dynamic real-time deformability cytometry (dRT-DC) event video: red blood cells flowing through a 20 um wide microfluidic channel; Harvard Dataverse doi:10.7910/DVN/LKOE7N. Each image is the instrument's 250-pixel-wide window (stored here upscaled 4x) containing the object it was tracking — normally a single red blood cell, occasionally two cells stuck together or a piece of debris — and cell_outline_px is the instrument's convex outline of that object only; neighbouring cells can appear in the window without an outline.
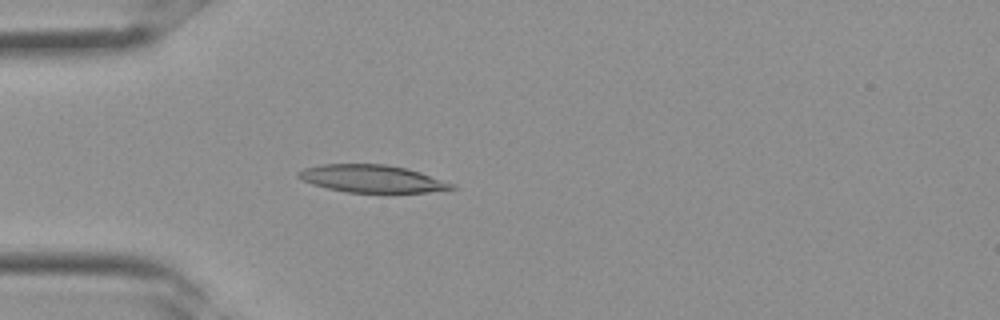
{"species": "Egyptian fruit bat (a non-hibernating species)", "species_latin": "Rousettus aegyptiacus", "temperature_condition": "room temperature", "stored_images_in_passage": 33, "camera_frame_rate_fps": 3000, "um_per_image_px": 0.085, "frame": {"image": 1, "passage_image": 9, "time_ms": 2.667, "image_size_px": [1000, 320], "cell_outline_px": [[460, 188], [428, 192], [348, 192], [328, 188], [312, 184], [300, 180], [296, 176], [296, 172], [304, 168], [320, 164], [384, 164], [408, 168], [456, 184]], "centroid_in_image_um": [31.63, 15.18], "position_along_channel_um": 53.4, "area_um2": 24.74}}
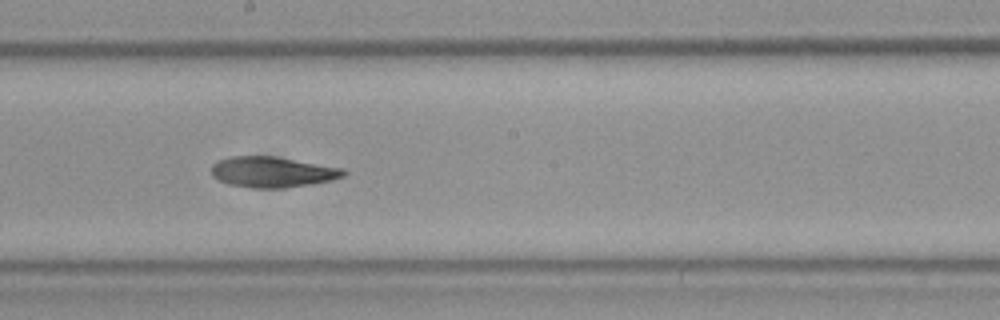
{"frame": {"image": 2, "passage_image": 18, "time_ms": 5.667, "image_size_px": [1000, 320], "cell_outline_px": [[348, 172], [344, 176], [332, 180], [312, 184], [280, 188], [252, 188], [228, 184], [212, 176], [212, 164], [216, 160], [228, 156], [276, 156], [344, 168]], "centroid_in_image_um": [23.16, 14.61], "position_along_channel_um": 225.0, "area_um2": 23.87}}
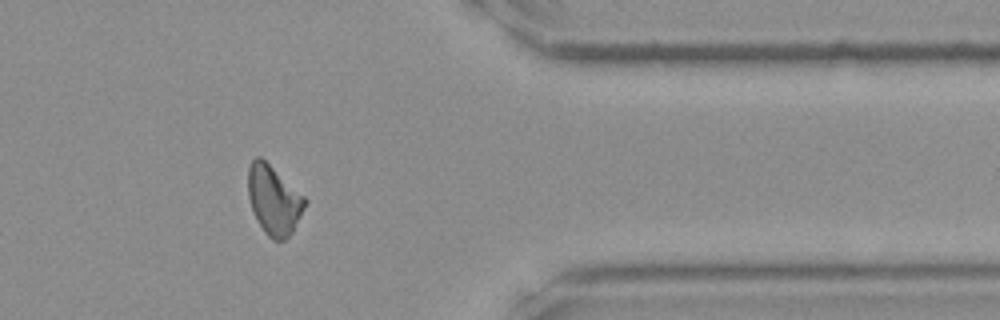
{"frame": {"image": 3, "passage_image": 27, "time_ms": 8.667, "image_size_px": [1000, 320], "cell_outline_px": [[308, 204], [292, 232], [284, 240], [272, 240], [264, 232], [252, 208], [248, 196], [248, 168], [252, 160], [256, 156], [260, 156], [304, 196], [308, 200]], "centroid_in_image_um": [23.29, 17.01], "position_along_channel_um": 388.1, "area_um2": 22.72}}